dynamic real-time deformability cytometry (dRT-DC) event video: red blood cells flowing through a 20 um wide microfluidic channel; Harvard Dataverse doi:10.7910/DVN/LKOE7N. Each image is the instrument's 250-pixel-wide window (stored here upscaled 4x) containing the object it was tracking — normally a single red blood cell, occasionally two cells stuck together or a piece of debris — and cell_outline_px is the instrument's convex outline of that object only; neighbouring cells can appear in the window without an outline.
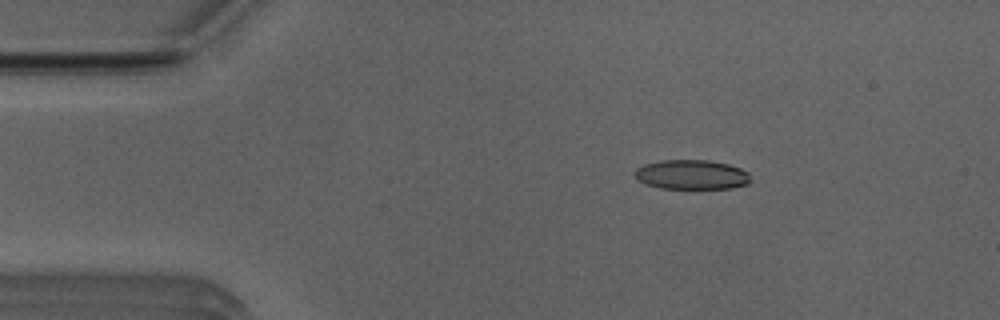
{"species": "Egyptian fruit bat (a non-hibernating species)", "species_latin": "Rousettus aegyptiacus", "temperature_condition": "room temperature", "stored_images_in_passage": 48, "camera_frame_rate_fps": 3000, "um_per_image_px": 0.085, "animal": {"sex": "male"}, "frame": {"image": 1, "passage_image": 5, "time_ms": 1.333, "image_size_px": [1000, 320], "cell_outline_px": [[752, 180], [748, 184], [732, 188], [660, 188], [644, 184], [636, 180], [636, 168], [644, 164], [660, 160], [708, 160], [728, 164], [740, 168], [748, 172]], "centroid_in_image_um": [58.79, 14.84], "position_along_channel_um": 26.2, "area_um2": 20.06}}
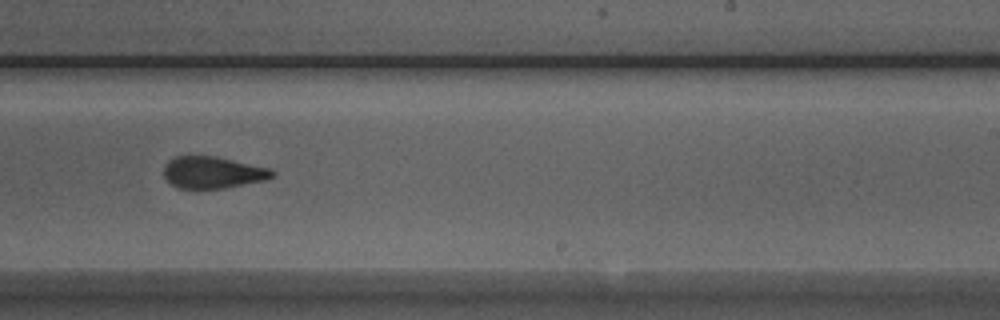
{"frame": {"image": 2, "passage_image": 28, "time_ms": 9.0, "image_size_px": [1000, 320], "cell_outline_px": [[276, 176], [268, 180], [224, 188], [176, 188], [164, 176], [164, 164], [168, 160], [176, 156], [216, 156], [272, 168], [276, 172]], "centroid_in_image_um": [18.14, 14.65], "position_along_channel_um": 270.9, "area_um2": 20.4}}
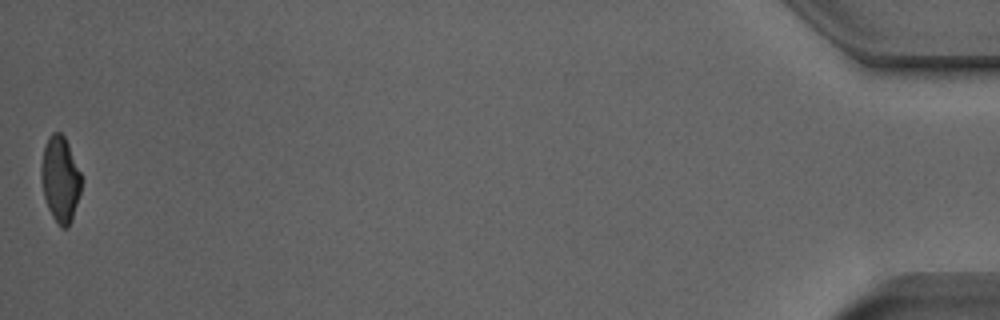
{"frame": {"image": 3, "passage_image": 48, "time_ms": 15.667, "image_size_px": [1000, 320], "cell_outline_px": [[80, 192], [72, 220], [68, 228], [60, 228], [52, 216], [48, 208], [44, 196], [40, 176], [40, 168], [44, 148], [48, 136], [52, 132], [60, 132], [64, 136], [68, 144], [80, 172]], "centroid_in_image_um": [5.1, 15.25], "position_along_channel_um": 430.1, "area_um2": 19.94}, "authors_computed_cell_mechanics": {"area_um2": 20.8658, "velocity_mm_per_s": 3.9573, "shape_relaxation_time_tau1_ms": 8.6417, "shape_relaxation_time_tau2_ms": 1.978, "deformation_change_tau1": 0.1979, "deformation_change_tau2": 0.103}}